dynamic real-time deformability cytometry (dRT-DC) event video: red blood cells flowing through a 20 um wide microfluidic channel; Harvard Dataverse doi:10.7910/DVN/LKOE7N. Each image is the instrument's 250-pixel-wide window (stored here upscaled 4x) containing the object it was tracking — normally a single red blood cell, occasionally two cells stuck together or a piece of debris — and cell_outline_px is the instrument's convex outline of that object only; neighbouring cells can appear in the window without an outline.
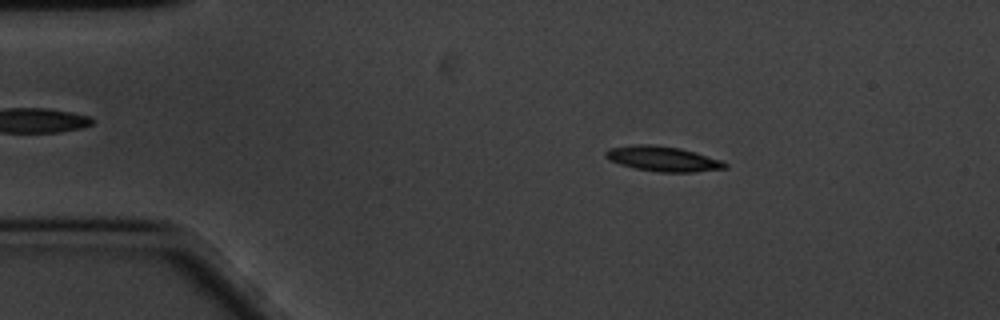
{"species": "common noctule bat (a hibernating species)", "species_latin": "Nyctalus noctula", "temperature_condition": "cold", "stored_images_in_passage": 58, "camera_frame_rate_fps": 3000, "um_per_image_px": 0.085, "animal": {"sex": "male", "body_mass_g": 20.1, "forearm_length_mm": 53.5}, "frame": {"image": 1, "passage_image": 9, "time_ms": 2.667, "image_size_px": [1000, 320], "cell_outline_px": [[728, 168], [692, 172], [660, 172], [636, 168], [620, 164], [608, 160], [604, 156], [604, 152], [608, 148], [636, 144], [656, 144], [680, 148], [720, 160], [728, 164]], "centroid_in_image_um": [56.3, 13.49], "position_along_channel_um": 28.7, "area_um2": 17.4}}
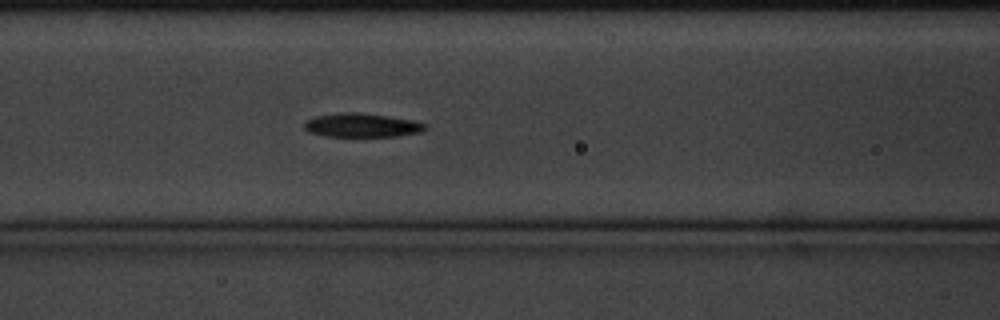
{"frame": {"image": 2, "passage_image": 23, "time_ms": 7.333, "image_size_px": [1000, 320], "cell_outline_px": [[428, 128], [424, 132], [396, 136], [324, 136], [308, 132], [304, 128], [304, 124], [308, 120], [316, 116], [340, 112], [356, 112], [388, 116], [412, 120], [428, 124]], "centroid_in_image_um": [30.8, 10.65], "position_along_channel_um": 135.8, "area_um2": 16.88}}
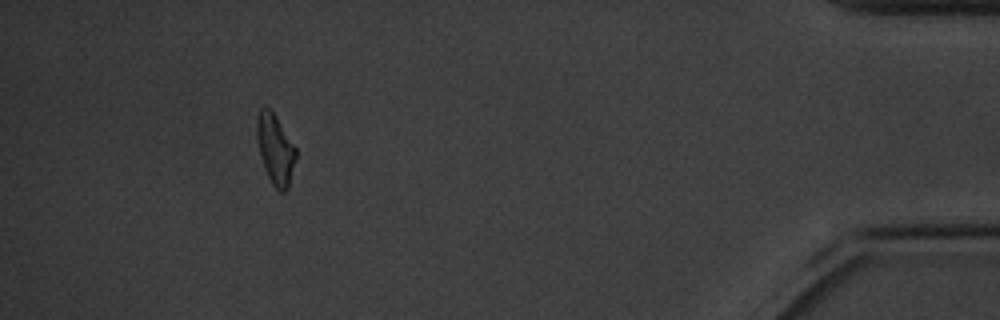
{"frame": {"image": 3, "passage_image": 53, "time_ms": 17.333, "image_size_px": [1000, 320], "cell_outline_px": [[296, 156], [288, 188], [284, 192], [280, 192], [272, 184], [264, 168], [260, 156], [256, 136], [256, 120], [260, 108], [264, 104], [276, 116], [296, 148]], "centroid_in_image_um": [23.38, 12.66], "position_along_channel_um": 411.8, "area_um2": 15.95}, "authors_computed_cell_mechanics": {"area_um2": 16.6464, "velocity_mm_per_s": 3.3734, "shape_relaxation_time_tau1_ms": 3.3881, "shape_relaxation_time_tau2_ms": 6.3518, "deformation_change_tau1": 0.1198, "deformation_change_tau2": 0.162}}